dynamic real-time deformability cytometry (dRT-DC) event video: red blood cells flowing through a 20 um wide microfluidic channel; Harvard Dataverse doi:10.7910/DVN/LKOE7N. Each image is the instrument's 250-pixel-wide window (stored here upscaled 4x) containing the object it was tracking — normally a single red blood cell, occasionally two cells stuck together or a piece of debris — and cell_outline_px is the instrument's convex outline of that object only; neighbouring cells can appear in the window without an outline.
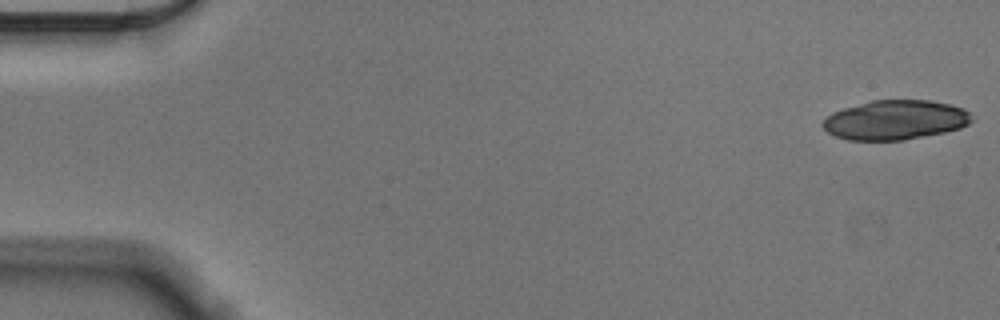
{"species": "Egyptian fruit bat (a non-hibernating species)", "species_latin": "Rousettus aegyptiacus", "temperature_condition": "cold", "stored_images_in_passage": 11, "camera_frame_rate_fps": 3000, "um_per_image_px": 0.085, "animal": {"sex": "male"}, "frame": {"image": 1, "passage_image": 1, "time_ms": 0.0, "image_size_px": [1000, 320], "cell_outline_px": [[972, 120], [968, 124], [960, 128], [944, 132], [904, 140], [848, 140], [836, 136], [828, 132], [820, 124], [832, 112], [844, 108], [872, 100], [928, 100], [952, 104], [964, 108], [968, 112]], "centroid_in_image_um": [76.1, 10.19], "position_along_channel_um": 8.9, "area_um2": 34.22}}